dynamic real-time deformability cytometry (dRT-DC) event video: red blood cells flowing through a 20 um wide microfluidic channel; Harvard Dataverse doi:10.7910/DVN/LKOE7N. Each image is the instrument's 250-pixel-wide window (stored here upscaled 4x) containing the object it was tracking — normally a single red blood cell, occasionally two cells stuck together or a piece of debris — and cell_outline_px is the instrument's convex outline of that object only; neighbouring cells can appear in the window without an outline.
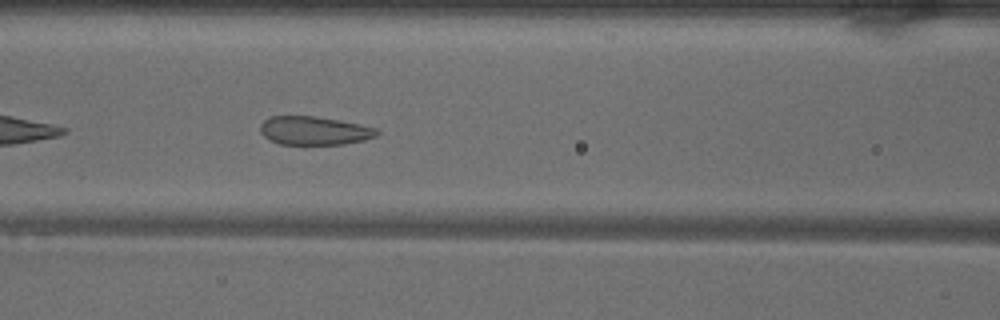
{"species": "common noctule bat (a hibernating species)", "species_latin": "Nyctalus noctula", "temperature_condition": "warm", "stored_images_in_passage": 37, "camera_frame_rate_fps": 3000, "um_per_image_px": 0.085, "animal": {"sex": "male", "body_mass_g": 18.8}, "frame": {"image": 1, "passage_image": 8, "time_ms": 2.333, "image_size_px": [1000, 320], "cell_outline_px": [[380, 132], [376, 136], [364, 140], [344, 144], [280, 144], [268, 140], [260, 132], [260, 124], [264, 120], [272, 116], [312, 116], [360, 124], [376, 128]], "centroid_in_image_um": [26.69, 11.11], "position_along_channel_um": 139.9, "area_um2": 19.31}}
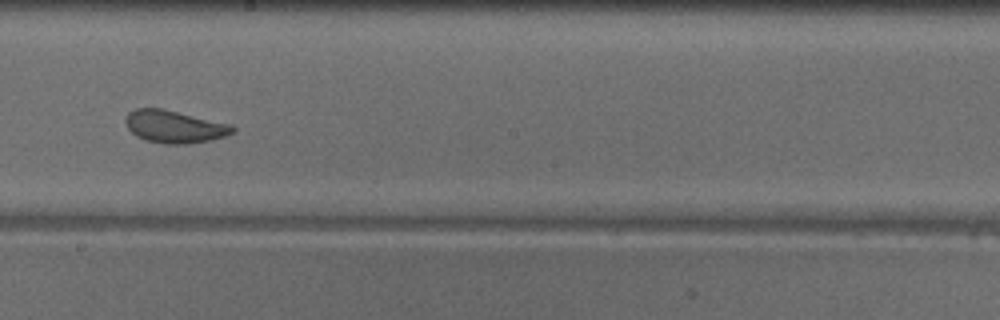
{"frame": {"image": 2, "passage_image": 15, "time_ms": 4.667, "image_size_px": [1000, 320], "cell_outline_px": [[236, 132], [212, 140], [188, 144], [164, 144], [144, 140], [136, 136], [128, 128], [124, 120], [128, 112], [136, 108], [160, 108], [232, 124], [236, 128]], "centroid_in_image_um": [14.84, 10.77], "position_along_channel_um": 233.4, "area_um2": 20.46}}
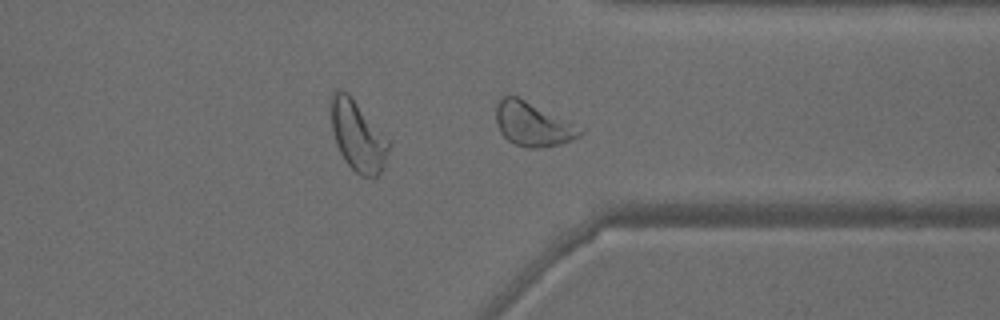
{"frame": {"image": 3, "passage_image": 25, "time_ms": 8.0, "image_size_px": [1000, 320], "cell_outline_px": [[584, 132], [580, 136], [572, 140], [560, 144], [540, 148], [524, 148], [508, 140], [500, 132], [496, 124], [496, 104], [504, 96], [516, 96], [584, 128]], "centroid_in_image_um": [45.3, 10.58], "position_along_channel_um": 366.1, "area_um2": 21.44}, "authors_computed_cell_mechanics": {"area_um2": 20.9236, "velocity_mm_per_s": 4.0137, "shape_relaxation_time_tau1_ms": 3.3441, "shape_relaxation_time_tau2_ms": 0.9771, "deformation_change_tau1": 0.0894, "deformation_change_tau2": 0.0708}}